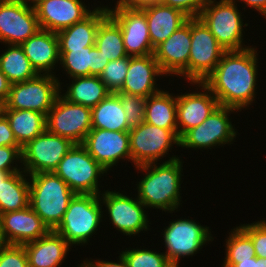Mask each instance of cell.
<instances>
[{
    "label": "cell",
    "mask_w": 266,
    "mask_h": 267,
    "mask_svg": "<svg viewBox=\"0 0 266 267\" xmlns=\"http://www.w3.org/2000/svg\"><path fill=\"white\" fill-rule=\"evenodd\" d=\"M162 4L178 9L189 18L199 17L208 0H159Z\"/></svg>",
    "instance_id": "b9f144b4"
},
{
    "label": "cell",
    "mask_w": 266,
    "mask_h": 267,
    "mask_svg": "<svg viewBox=\"0 0 266 267\" xmlns=\"http://www.w3.org/2000/svg\"><path fill=\"white\" fill-rule=\"evenodd\" d=\"M116 94L121 99V104L123 106L128 126L133 128L139 124H142L145 118L144 113L147 98L127 93Z\"/></svg>",
    "instance_id": "74e56055"
},
{
    "label": "cell",
    "mask_w": 266,
    "mask_h": 267,
    "mask_svg": "<svg viewBox=\"0 0 266 267\" xmlns=\"http://www.w3.org/2000/svg\"><path fill=\"white\" fill-rule=\"evenodd\" d=\"M91 129V108L71 103L59 94L46 115V130L82 144Z\"/></svg>",
    "instance_id": "5bb4252c"
},
{
    "label": "cell",
    "mask_w": 266,
    "mask_h": 267,
    "mask_svg": "<svg viewBox=\"0 0 266 267\" xmlns=\"http://www.w3.org/2000/svg\"><path fill=\"white\" fill-rule=\"evenodd\" d=\"M109 63L108 58L102 55L96 46L93 47V60H92V75L99 76L104 70L105 66Z\"/></svg>",
    "instance_id": "f6af8a7d"
},
{
    "label": "cell",
    "mask_w": 266,
    "mask_h": 267,
    "mask_svg": "<svg viewBox=\"0 0 266 267\" xmlns=\"http://www.w3.org/2000/svg\"><path fill=\"white\" fill-rule=\"evenodd\" d=\"M0 267H29L23 245L8 244L0 251Z\"/></svg>",
    "instance_id": "60d3db41"
},
{
    "label": "cell",
    "mask_w": 266,
    "mask_h": 267,
    "mask_svg": "<svg viewBox=\"0 0 266 267\" xmlns=\"http://www.w3.org/2000/svg\"><path fill=\"white\" fill-rule=\"evenodd\" d=\"M188 66L178 75L187 82H203L226 51L199 18H191V46Z\"/></svg>",
    "instance_id": "52a82bcc"
},
{
    "label": "cell",
    "mask_w": 266,
    "mask_h": 267,
    "mask_svg": "<svg viewBox=\"0 0 266 267\" xmlns=\"http://www.w3.org/2000/svg\"><path fill=\"white\" fill-rule=\"evenodd\" d=\"M34 8L40 29L55 33L82 21L93 11L82 0H43Z\"/></svg>",
    "instance_id": "d6986e66"
},
{
    "label": "cell",
    "mask_w": 266,
    "mask_h": 267,
    "mask_svg": "<svg viewBox=\"0 0 266 267\" xmlns=\"http://www.w3.org/2000/svg\"><path fill=\"white\" fill-rule=\"evenodd\" d=\"M2 230L8 244L24 245L46 235L50 229L30 206L0 214Z\"/></svg>",
    "instance_id": "44dd1931"
},
{
    "label": "cell",
    "mask_w": 266,
    "mask_h": 267,
    "mask_svg": "<svg viewBox=\"0 0 266 267\" xmlns=\"http://www.w3.org/2000/svg\"><path fill=\"white\" fill-rule=\"evenodd\" d=\"M2 146H20L4 114L0 117V147Z\"/></svg>",
    "instance_id": "7bdbcfd3"
},
{
    "label": "cell",
    "mask_w": 266,
    "mask_h": 267,
    "mask_svg": "<svg viewBox=\"0 0 266 267\" xmlns=\"http://www.w3.org/2000/svg\"><path fill=\"white\" fill-rule=\"evenodd\" d=\"M92 129L129 132L121 99L116 93L109 94L91 108Z\"/></svg>",
    "instance_id": "4dcf8cb0"
},
{
    "label": "cell",
    "mask_w": 266,
    "mask_h": 267,
    "mask_svg": "<svg viewBox=\"0 0 266 267\" xmlns=\"http://www.w3.org/2000/svg\"><path fill=\"white\" fill-rule=\"evenodd\" d=\"M5 103L0 100V117L4 114Z\"/></svg>",
    "instance_id": "f5cc1de1"
},
{
    "label": "cell",
    "mask_w": 266,
    "mask_h": 267,
    "mask_svg": "<svg viewBox=\"0 0 266 267\" xmlns=\"http://www.w3.org/2000/svg\"><path fill=\"white\" fill-rule=\"evenodd\" d=\"M93 47L88 46L82 49H59V68L66 72L71 78L92 76Z\"/></svg>",
    "instance_id": "e575fe53"
},
{
    "label": "cell",
    "mask_w": 266,
    "mask_h": 267,
    "mask_svg": "<svg viewBox=\"0 0 266 267\" xmlns=\"http://www.w3.org/2000/svg\"><path fill=\"white\" fill-rule=\"evenodd\" d=\"M128 267H174L163 252L143 248H126L120 252Z\"/></svg>",
    "instance_id": "d590c367"
},
{
    "label": "cell",
    "mask_w": 266,
    "mask_h": 267,
    "mask_svg": "<svg viewBox=\"0 0 266 267\" xmlns=\"http://www.w3.org/2000/svg\"><path fill=\"white\" fill-rule=\"evenodd\" d=\"M17 143L23 147L46 130V115L32 110L4 109Z\"/></svg>",
    "instance_id": "f1b7e54d"
},
{
    "label": "cell",
    "mask_w": 266,
    "mask_h": 267,
    "mask_svg": "<svg viewBox=\"0 0 266 267\" xmlns=\"http://www.w3.org/2000/svg\"><path fill=\"white\" fill-rule=\"evenodd\" d=\"M71 79L72 81H69L71 83L66 84V90H63L61 85L59 90L60 95L71 103L93 108L111 94L99 76L92 75Z\"/></svg>",
    "instance_id": "4316f807"
},
{
    "label": "cell",
    "mask_w": 266,
    "mask_h": 267,
    "mask_svg": "<svg viewBox=\"0 0 266 267\" xmlns=\"http://www.w3.org/2000/svg\"><path fill=\"white\" fill-rule=\"evenodd\" d=\"M237 4L233 0H208L199 15L226 51L250 47L243 41L245 39L244 29L249 24L243 22L244 18Z\"/></svg>",
    "instance_id": "5b68a950"
},
{
    "label": "cell",
    "mask_w": 266,
    "mask_h": 267,
    "mask_svg": "<svg viewBox=\"0 0 266 267\" xmlns=\"http://www.w3.org/2000/svg\"><path fill=\"white\" fill-rule=\"evenodd\" d=\"M8 174H9L8 172H0V184H1V181H2Z\"/></svg>",
    "instance_id": "11a10c76"
},
{
    "label": "cell",
    "mask_w": 266,
    "mask_h": 267,
    "mask_svg": "<svg viewBox=\"0 0 266 267\" xmlns=\"http://www.w3.org/2000/svg\"><path fill=\"white\" fill-rule=\"evenodd\" d=\"M95 46L109 61L128 56L119 25L108 15L98 26Z\"/></svg>",
    "instance_id": "d6a6232c"
},
{
    "label": "cell",
    "mask_w": 266,
    "mask_h": 267,
    "mask_svg": "<svg viewBox=\"0 0 266 267\" xmlns=\"http://www.w3.org/2000/svg\"><path fill=\"white\" fill-rule=\"evenodd\" d=\"M99 195L76 194L70 201L64 217L55 229L67 242L75 246H86L89 238L102 227L103 209Z\"/></svg>",
    "instance_id": "277c9868"
},
{
    "label": "cell",
    "mask_w": 266,
    "mask_h": 267,
    "mask_svg": "<svg viewBox=\"0 0 266 267\" xmlns=\"http://www.w3.org/2000/svg\"><path fill=\"white\" fill-rule=\"evenodd\" d=\"M107 172L82 144H74L54 170L76 194L94 195L103 192L99 180L108 175Z\"/></svg>",
    "instance_id": "8992f818"
},
{
    "label": "cell",
    "mask_w": 266,
    "mask_h": 267,
    "mask_svg": "<svg viewBox=\"0 0 266 267\" xmlns=\"http://www.w3.org/2000/svg\"><path fill=\"white\" fill-rule=\"evenodd\" d=\"M131 163L134 167L157 163L180 145L178 129H164L143 122L129 131ZM161 159V160H160Z\"/></svg>",
    "instance_id": "ba28073f"
},
{
    "label": "cell",
    "mask_w": 266,
    "mask_h": 267,
    "mask_svg": "<svg viewBox=\"0 0 266 267\" xmlns=\"http://www.w3.org/2000/svg\"><path fill=\"white\" fill-rule=\"evenodd\" d=\"M137 5L146 14L153 49L167 40L189 19L180 10L164 5L159 0L145 1Z\"/></svg>",
    "instance_id": "603a6c76"
},
{
    "label": "cell",
    "mask_w": 266,
    "mask_h": 267,
    "mask_svg": "<svg viewBox=\"0 0 266 267\" xmlns=\"http://www.w3.org/2000/svg\"><path fill=\"white\" fill-rule=\"evenodd\" d=\"M7 245H8V242L5 239L2 226H1V222H0V251L4 249Z\"/></svg>",
    "instance_id": "681fc988"
},
{
    "label": "cell",
    "mask_w": 266,
    "mask_h": 267,
    "mask_svg": "<svg viewBox=\"0 0 266 267\" xmlns=\"http://www.w3.org/2000/svg\"><path fill=\"white\" fill-rule=\"evenodd\" d=\"M28 177L29 206L50 230H55L76 193L54 172H41Z\"/></svg>",
    "instance_id": "3957f363"
},
{
    "label": "cell",
    "mask_w": 266,
    "mask_h": 267,
    "mask_svg": "<svg viewBox=\"0 0 266 267\" xmlns=\"http://www.w3.org/2000/svg\"><path fill=\"white\" fill-rule=\"evenodd\" d=\"M194 92L177 93V129L180 138L186 131L203 123L219 106L211 90L203 82H189ZM199 88H198V87ZM199 89V91H198Z\"/></svg>",
    "instance_id": "ac0fdd59"
},
{
    "label": "cell",
    "mask_w": 266,
    "mask_h": 267,
    "mask_svg": "<svg viewBox=\"0 0 266 267\" xmlns=\"http://www.w3.org/2000/svg\"><path fill=\"white\" fill-rule=\"evenodd\" d=\"M103 190L99 195L102 206H105L103 213L109 217V222L113 228H116L120 233L133 238L143 231L147 232L151 224L146 213L147 207L137 198H132L123 193L124 191ZM145 209V210H144ZM142 231V232H141Z\"/></svg>",
    "instance_id": "7c38bea8"
},
{
    "label": "cell",
    "mask_w": 266,
    "mask_h": 267,
    "mask_svg": "<svg viewBox=\"0 0 266 267\" xmlns=\"http://www.w3.org/2000/svg\"><path fill=\"white\" fill-rule=\"evenodd\" d=\"M225 243V258L221 267H231L235 263L256 257L251 237L240 227L236 226L228 232Z\"/></svg>",
    "instance_id": "836d02e7"
},
{
    "label": "cell",
    "mask_w": 266,
    "mask_h": 267,
    "mask_svg": "<svg viewBox=\"0 0 266 267\" xmlns=\"http://www.w3.org/2000/svg\"><path fill=\"white\" fill-rule=\"evenodd\" d=\"M235 3L239 2L241 4H244V11L246 7H249L252 9V11L259 12V15L262 16V18L266 19V0H233ZM241 1V2H240ZM244 2V3H243ZM246 5V6H245Z\"/></svg>",
    "instance_id": "bcb514c9"
},
{
    "label": "cell",
    "mask_w": 266,
    "mask_h": 267,
    "mask_svg": "<svg viewBox=\"0 0 266 267\" xmlns=\"http://www.w3.org/2000/svg\"><path fill=\"white\" fill-rule=\"evenodd\" d=\"M27 2H29L33 7H35L40 1L43 0H26Z\"/></svg>",
    "instance_id": "db71d44e"
},
{
    "label": "cell",
    "mask_w": 266,
    "mask_h": 267,
    "mask_svg": "<svg viewBox=\"0 0 266 267\" xmlns=\"http://www.w3.org/2000/svg\"><path fill=\"white\" fill-rule=\"evenodd\" d=\"M130 58L131 56H126L118 60L109 61L99 75L111 93H117L121 90L128 71Z\"/></svg>",
    "instance_id": "8d00e7d4"
},
{
    "label": "cell",
    "mask_w": 266,
    "mask_h": 267,
    "mask_svg": "<svg viewBox=\"0 0 266 267\" xmlns=\"http://www.w3.org/2000/svg\"><path fill=\"white\" fill-rule=\"evenodd\" d=\"M234 112L240 111L219 105L203 123L186 131L180 137L179 147L188 150H212L215 147L233 144L239 135L235 125H232V121L229 119L231 113Z\"/></svg>",
    "instance_id": "30bf717a"
},
{
    "label": "cell",
    "mask_w": 266,
    "mask_h": 267,
    "mask_svg": "<svg viewBox=\"0 0 266 267\" xmlns=\"http://www.w3.org/2000/svg\"><path fill=\"white\" fill-rule=\"evenodd\" d=\"M166 76L160 69L153 54L131 56L128 71L121 90L127 93L148 98L162 90L156 83L158 77Z\"/></svg>",
    "instance_id": "7402d4cb"
},
{
    "label": "cell",
    "mask_w": 266,
    "mask_h": 267,
    "mask_svg": "<svg viewBox=\"0 0 266 267\" xmlns=\"http://www.w3.org/2000/svg\"><path fill=\"white\" fill-rule=\"evenodd\" d=\"M39 29L35 8L29 2H0V43L21 45Z\"/></svg>",
    "instance_id": "2e32d148"
},
{
    "label": "cell",
    "mask_w": 266,
    "mask_h": 267,
    "mask_svg": "<svg viewBox=\"0 0 266 267\" xmlns=\"http://www.w3.org/2000/svg\"><path fill=\"white\" fill-rule=\"evenodd\" d=\"M11 88V83L7 79L6 75L0 71V100L4 103L8 98V94Z\"/></svg>",
    "instance_id": "7dc6e473"
},
{
    "label": "cell",
    "mask_w": 266,
    "mask_h": 267,
    "mask_svg": "<svg viewBox=\"0 0 266 267\" xmlns=\"http://www.w3.org/2000/svg\"><path fill=\"white\" fill-rule=\"evenodd\" d=\"M163 243L166 251L163 253L174 266H180V259L187 256H195L204 246L214 241L211 229L207 225H201L193 218H176L165 226Z\"/></svg>",
    "instance_id": "9c48e42d"
},
{
    "label": "cell",
    "mask_w": 266,
    "mask_h": 267,
    "mask_svg": "<svg viewBox=\"0 0 266 267\" xmlns=\"http://www.w3.org/2000/svg\"><path fill=\"white\" fill-rule=\"evenodd\" d=\"M74 144L67 138L45 130L22 147L23 171L28 175L54 172Z\"/></svg>",
    "instance_id": "9a60e30c"
},
{
    "label": "cell",
    "mask_w": 266,
    "mask_h": 267,
    "mask_svg": "<svg viewBox=\"0 0 266 267\" xmlns=\"http://www.w3.org/2000/svg\"><path fill=\"white\" fill-rule=\"evenodd\" d=\"M12 1H18V0H0V2H12Z\"/></svg>",
    "instance_id": "9f6ffc18"
},
{
    "label": "cell",
    "mask_w": 266,
    "mask_h": 267,
    "mask_svg": "<svg viewBox=\"0 0 266 267\" xmlns=\"http://www.w3.org/2000/svg\"><path fill=\"white\" fill-rule=\"evenodd\" d=\"M145 1H150V0H117L116 2L123 4H140Z\"/></svg>",
    "instance_id": "f907efd6"
},
{
    "label": "cell",
    "mask_w": 266,
    "mask_h": 267,
    "mask_svg": "<svg viewBox=\"0 0 266 267\" xmlns=\"http://www.w3.org/2000/svg\"><path fill=\"white\" fill-rule=\"evenodd\" d=\"M225 51L214 71L203 81L220 106L239 110L255 102L258 78V49ZM250 105V106H249Z\"/></svg>",
    "instance_id": "6da1fadb"
},
{
    "label": "cell",
    "mask_w": 266,
    "mask_h": 267,
    "mask_svg": "<svg viewBox=\"0 0 266 267\" xmlns=\"http://www.w3.org/2000/svg\"><path fill=\"white\" fill-rule=\"evenodd\" d=\"M82 145L108 172L121 160L131 163L129 132L91 129Z\"/></svg>",
    "instance_id": "e0dca14e"
},
{
    "label": "cell",
    "mask_w": 266,
    "mask_h": 267,
    "mask_svg": "<svg viewBox=\"0 0 266 267\" xmlns=\"http://www.w3.org/2000/svg\"><path fill=\"white\" fill-rule=\"evenodd\" d=\"M59 77L38 74L28 81L11 84L4 109L32 110L47 115L60 94Z\"/></svg>",
    "instance_id": "8fae6325"
},
{
    "label": "cell",
    "mask_w": 266,
    "mask_h": 267,
    "mask_svg": "<svg viewBox=\"0 0 266 267\" xmlns=\"http://www.w3.org/2000/svg\"><path fill=\"white\" fill-rule=\"evenodd\" d=\"M168 158L161 164L158 162L135 167L143 175L141 180H137L136 189L137 198L147 209H159L171 214L175 210L180 211L183 203L180 192L184 161L176 155Z\"/></svg>",
    "instance_id": "7a4b0ae2"
},
{
    "label": "cell",
    "mask_w": 266,
    "mask_h": 267,
    "mask_svg": "<svg viewBox=\"0 0 266 267\" xmlns=\"http://www.w3.org/2000/svg\"><path fill=\"white\" fill-rule=\"evenodd\" d=\"M109 7L108 15L119 25L125 51L128 56H146L154 54L148 31L145 12L137 4L116 2Z\"/></svg>",
    "instance_id": "4fadbf2b"
},
{
    "label": "cell",
    "mask_w": 266,
    "mask_h": 267,
    "mask_svg": "<svg viewBox=\"0 0 266 267\" xmlns=\"http://www.w3.org/2000/svg\"><path fill=\"white\" fill-rule=\"evenodd\" d=\"M256 267H266V258L256 256Z\"/></svg>",
    "instance_id": "816d5d0a"
},
{
    "label": "cell",
    "mask_w": 266,
    "mask_h": 267,
    "mask_svg": "<svg viewBox=\"0 0 266 267\" xmlns=\"http://www.w3.org/2000/svg\"><path fill=\"white\" fill-rule=\"evenodd\" d=\"M144 122L164 129H177V94L167 90L147 98Z\"/></svg>",
    "instance_id": "83f0119b"
},
{
    "label": "cell",
    "mask_w": 266,
    "mask_h": 267,
    "mask_svg": "<svg viewBox=\"0 0 266 267\" xmlns=\"http://www.w3.org/2000/svg\"><path fill=\"white\" fill-rule=\"evenodd\" d=\"M120 254L117 262L113 261H106V260H101V259H97V260H93V259H88L86 258L85 260H81V266L82 267H128L127 261L125 260V258L123 257V255L121 253ZM88 259V260H87ZM93 260V261H92Z\"/></svg>",
    "instance_id": "ee69618b"
},
{
    "label": "cell",
    "mask_w": 266,
    "mask_h": 267,
    "mask_svg": "<svg viewBox=\"0 0 266 267\" xmlns=\"http://www.w3.org/2000/svg\"><path fill=\"white\" fill-rule=\"evenodd\" d=\"M29 206V177L23 170L9 173L0 184V214Z\"/></svg>",
    "instance_id": "f546056e"
},
{
    "label": "cell",
    "mask_w": 266,
    "mask_h": 267,
    "mask_svg": "<svg viewBox=\"0 0 266 267\" xmlns=\"http://www.w3.org/2000/svg\"><path fill=\"white\" fill-rule=\"evenodd\" d=\"M5 48L0 54V71L11 84L28 81L38 75L20 45L5 44Z\"/></svg>",
    "instance_id": "1f68e13d"
},
{
    "label": "cell",
    "mask_w": 266,
    "mask_h": 267,
    "mask_svg": "<svg viewBox=\"0 0 266 267\" xmlns=\"http://www.w3.org/2000/svg\"><path fill=\"white\" fill-rule=\"evenodd\" d=\"M23 246L29 267H61L72 248L55 230Z\"/></svg>",
    "instance_id": "d4e9b609"
},
{
    "label": "cell",
    "mask_w": 266,
    "mask_h": 267,
    "mask_svg": "<svg viewBox=\"0 0 266 267\" xmlns=\"http://www.w3.org/2000/svg\"><path fill=\"white\" fill-rule=\"evenodd\" d=\"M93 11L82 21L57 32L59 49H82L95 46L99 24L108 16L107 5L93 6Z\"/></svg>",
    "instance_id": "484cf974"
},
{
    "label": "cell",
    "mask_w": 266,
    "mask_h": 267,
    "mask_svg": "<svg viewBox=\"0 0 266 267\" xmlns=\"http://www.w3.org/2000/svg\"><path fill=\"white\" fill-rule=\"evenodd\" d=\"M250 237L257 257L266 258V220L239 225Z\"/></svg>",
    "instance_id": "f35d334b"
},
{
    "label": "cell",
    "mask_w": 266,
    "mask_h": 267,
    "mask_svg": "<svg viewBox=\"0 0 266 267\" xmlns=\"http://www.w3.org/2000/svg\"><path fill=\"white\" fill-rule=\"evenodd\" d=\"M21 152V146L0 147V172L15 173L22 171V165H20L22 163Z\"/></svg>",
    "instance_id": "ab89813d"
},
{
    "label": "cell",
    "mask_w": 266,
    "mask_h": 267,
    "mask_svg": "<svg viewBox=\"0 0 266 267\" xmlns=\"http://www.w3.org/2000/svg\"><path fill=\"white\" fill-rule=\"evenodd\" d=\"M231 267H256V257L241 261L240 263H235Z\"/></svg>",
    "instance_id": "c3c4849f"
},
{
    "label": "cell",
    "mask_w": 266,
    "mask_h": 267,
    "mask_svg": "<svg viewBox=\"0 0 266 267\" xmlns=\"http://www.w3.org/2000/svg\"><path fill=\"white\" fill-rule=\"evenodd\" d=\"M191 46V18L154 49V57L166 77L177 76L188 66Z\"/></svg>",
    "instance_id": "ffe728a7"
},
{
    "label": "cell",
    "mask_w": 266,
    "mask_h": 267,
    "mask_svg": "<svg viewBox=\"0 0 266 267\" xmlns=\"http://www.w3.org/2000/svg\"><path fill=\"white\" fill-rule=\"evenodd\" d=\"M20 46L38 74L57 76L53 71L60 63V54L55 32L39 29Z\"/></svg>",
    "instance_id": "cb8c5ba5"
}]
</instances>
